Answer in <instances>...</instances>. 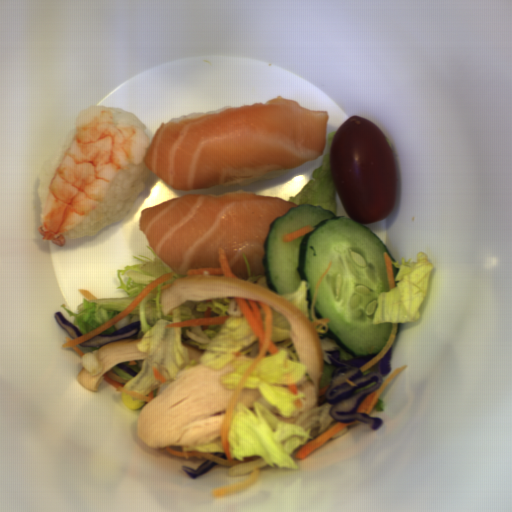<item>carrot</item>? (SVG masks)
Listing matches in <instances>:
<instances>
[{"instance_id":"obj_1","label":"carrot","mask_w":512,"mask_h":512,"mask_svg":"<svg viewBox=\"0 0 512 512\" xmlns=\"http://www.w3.org/2000/svg\"><path fill=\"white\" fill-rule=\"evenodd\" d=\"M234 299L247 324L258 339V349L253 361L246 367L242 376L236 383L223 414L220 431L222 447L226 459L199 451L173 450L170 446L166 447V451L176 457H197L229 467L227 470L228 476L239 477L251 471L248 479L245 481L213 489V495L215 497L237 493L253 485L260 478V469L268 466L267 461L257 456L245 457L244 460L232 458L228 435L239 396L246 381L263 358L266 357L268 352L273 356L280 351L272 341L273 317L271 305L245 297H234Z\"/></svg>"},{"instance_id":"obj_2","label":"carrot","mask_w":512,"mask_h":512,"mask_svg":"<svg viewBox=\"0 0 512 512\" xmlns=\"http://www.w3.org/2000/svg\"><path fill=\"white\" fill-rule=\"evenodd\" d=\"M175 272H166L163 274H160L157 278H155L149 285H147L119 314L113 316L110 318L107 322L104 324L96 327L95 329L85 333L82 336L70 339L68 337H65L66 342L62 344L63 349L72 348L81 358L85 354L82 352L77 345H80L87 340L95 337L96 335L102 333L103 331L109 329L119 321H121L123 318H125L130 312L135 310L137 306L140 304V302L143 300V298L154 288H156L159 284L162 282L171 279L174 276Z\"/></svg>"},{"instance_id":"obj_3","label":"carrot","mask_w":512,"mask_h":512,"mask_svg":"<svg viewBox=\"0 0 512 512\" xmlns=\"http://www.w3.org/2000/svg\"><path fill=\"white\" fill-rule=\"evenodd\" d=\"M359 423V420L352 422H337L323 433L318 435L316 438L302 446L298 452L295 454L296 459L304 460L313 452H315L318 448L328 442L331 438H333L336 434H338L341 430L346 428L351 424Z\"/></svg>"},{"instance_id":"obj_4","label":"carrot","mask_w":512,"mask_h":512,"mask_svg":"<svg viewBox=\"0 0 512 512\" xmlns=\"http://www.w3.org/2000/svg\"><path fill=\"white\" fill-rule=\"evenodd\" d=\"M218 262L219 267L189 269L186 275H223L224 277L239 280L234 274L223 248L218 250Z\"/></svg>"},{"instance_id":"obj_5","label":"carrot","mask_w":512,"mask_h":512,"mask_svg":"<svg viewBox=\"0 0 512 512\" xmlns=\"http://www.w3.org/2000/svg\"><path fill=\"white\" fill-rule=\"evenodd\" d=\"M212 309H207L204 311V317L203 318H194L189 320H184L178 323L169 324L164 327L169 328H186V327H194V326H201L202 332L206 330L210 326L214 325H224L228 315H218L211 317Z\"/></svg>"},{"instance_id":"obj_6","label":"carrot","mask_w":512,"mask_h":512,"mask_svg":"<svg viewBox=\"0 0 512 512\" xmlns=\"http://www.w3.org/2000/svg\"><path fill=\"white\" fill-rule=\"evenodd\" d=\"M103 379L105 382H107L109 385H111L115 389V391H120L122 393H125L132 398L138 399L143 402H148V403L155 400L153 390L149 391L148 395H143L138 392L129 390L126 387H124V385L126 384V382L128 380L120 377L119 375H117L116 373H114L111 370L107 373H104Z\"/></svg>"},{"instance_id":"obj_7","label":"carrot","mask_w":512,"mask_h":512,"mask_svg":"<svg viewBox=\"0 0 512 512\" xmlns=\"http://www.w3.org/2000/svg\"><path fill=\"white\" fill-rule=\"evenodd\" d=\"M407 366L408 365H403L399 368H395L380 387H378L373 393L366 396L362 400L359 408L357 409V413H367L370 416L371 411L374 408L380 394L386 389V387L394 378H396L401 372H403L406 369Z\"/></svg>"},{"instance_id":"obj_8","label":"carrot","mask_w":512,"mask_h":512,"mask_svg":"<svg viewBox=\"0 0 512 512\" xmlns=\"http://www.w3.org/2000/svg\"><path fill=\"white\" fill-rule=\"evenodd\" d=\"M331 266H332V259L329 261L326 270L324 271V273L320 276L319 280L317 281L314 291H313V295H312L311 309H310V315H311L310 322L313 325L316 333L324 334V333H328V331H329V327H328V324L330 323L329 319L317 318L315 304L317 302L320 284H321L322 280L324 279V277L326 276V274L329 272Z\"/></svg>"},{"instance_id":"obj_9","label":"carrot","mask_w":512,"mask_h":512,"mask_svg":"<svg viewBox=\"0 0 512 512\" xmlns=\"http://www.w3.org/2000/svg\"><path fill=\"white\" fill-rule=\"evenodd\" d=\"M391 326H392V331H391L384 347L382 348V350L380 352L377 353V355L374 358H372L370 361H368L367 363H365L363 366L360 367L359 370L361 372L365 373L370 368H372L374 365H376L379 361H381L383 359V357L386 355V353L392 347V345L397 337L399 323H391Z\"/></svg>"},{"instance_id":"obj_10","label":"carrot","mask_w":512,"mask_h":512,"mask_svg":"<svg viewBox=\"0 0 512 512\" xmlns=\"http://www.w3.org/2000/svg\"><path fill=\"white\" fill-rule=\"evenodd\" d=\"M382 255H383V259H384L385 266H386L389 290H391L392 288H394L396 286L394 267H393V263H392L393 258H391V256L386 251L384 253H382Z\"/></svg>"},{"instance_id":"obj_11","label":"carrot","mask_w":512,"mask_h":512,"mask_svg":"<svg viewBox=\"0 0 512 512\" xmlns=\"http://www.w3.org/2000/svg\"><path fill=\"white\" fill-rule=\"evenodd\" d=\"M314 229L315 228L310 226V225H305L301 229L294 230L290 234H288L286 236H283L282 241H283V243L291 242V241H293L295 239H298L300 237H303V236L313 232Z\"/></svg>"},{"instance_id":"obj_12","label":"carrot","mask_w":512,"mask_h":512,"mask_svg":"<svg viewBox=\"0 0 512 512\" xmlns=\"http://www.w3.org/2000/svg\"><path fill=\"white\" fill-rule=\"evenodd\" d=\"M78 292L83 295L85 298H87V300H99L91 291H89L88 289H77Z\"/></svg>"},{"instance_id":"obj_13","label":"carrot","mask_w":512,"mask_h":512,"mask_svg":"<svg viewBox=\"0 0 512 512\" xmlns=\"http://www.w3.org/2000/svg\"><path fill=\"white\" fill-rule=\"evenodd\" d=\"M153 374L155 376V378L161 383V384H165L168 380V378L164 377L163 374L160 372L159 369H156L153 367Z\"/></svg>"},{"instance_id":"obj_14","label":"carrot","mask_w":512,"mask_h":512,"mask_svg":"<svg viewBox=\"0 0 512 512\" xmlns=\"http://www.w3.org/2000/svg\"><path fill=\"white\" fill-rule=\"evenodd\" d=\"M288 389L290 392H292L293 394H295L296 396L299 394V389L297 387V385H287Z\"/></svg>"},{"instance_id":"obj_15","label":"carrot","mask_w":512,"mask_h":512,"mask_svg":"<svg viewBox=\"0 0 512 512\" xmlns=\"http://www.w3.org/2000/svg\"><path fill=\"white\" fill-rule=\"evenodd\" d=\"M330 385H325L323 388L318 389L319 397L322 396V395H326Z\"/></svg>"}]
</instances>
